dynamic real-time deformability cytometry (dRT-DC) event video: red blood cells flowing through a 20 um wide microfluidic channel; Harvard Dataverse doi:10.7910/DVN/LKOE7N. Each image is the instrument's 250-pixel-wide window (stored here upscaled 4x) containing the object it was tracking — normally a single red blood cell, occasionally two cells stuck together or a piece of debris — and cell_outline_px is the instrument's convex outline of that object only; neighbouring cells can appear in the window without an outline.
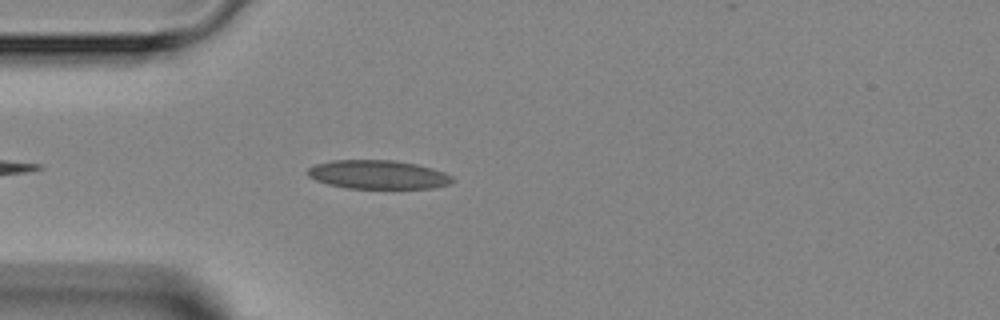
{"species": "Egyptian fruit bat (a non-hibernating species)", "species_latin": "Rousettus aegyptiacus", "temperature_condition": "room temperature", "stored_images_in_passage": 3, "camera_frame_rate_fps": 3000, "um_per_image_px": 0.085, "animal": {"sex": "female"}, "frame": {"image": 1, "passage_image": 3, "time_ms": 3.333, "image_size_px": [1000, 320], "cell_outline_px": [[456, 180], [448, 184], [432, 188], [348, 188], [328, 184], [316, 180], [308, 176], [304, 172], [308, 168], [316, 164], [332, 160], [396, 160], [416, 164], [432, 168], [444, 172], [452, 176]], "centroid_in_image_um": [32.12, 14.83], "position_along_channel_um": 52.9, "area_um2": 24.33}}